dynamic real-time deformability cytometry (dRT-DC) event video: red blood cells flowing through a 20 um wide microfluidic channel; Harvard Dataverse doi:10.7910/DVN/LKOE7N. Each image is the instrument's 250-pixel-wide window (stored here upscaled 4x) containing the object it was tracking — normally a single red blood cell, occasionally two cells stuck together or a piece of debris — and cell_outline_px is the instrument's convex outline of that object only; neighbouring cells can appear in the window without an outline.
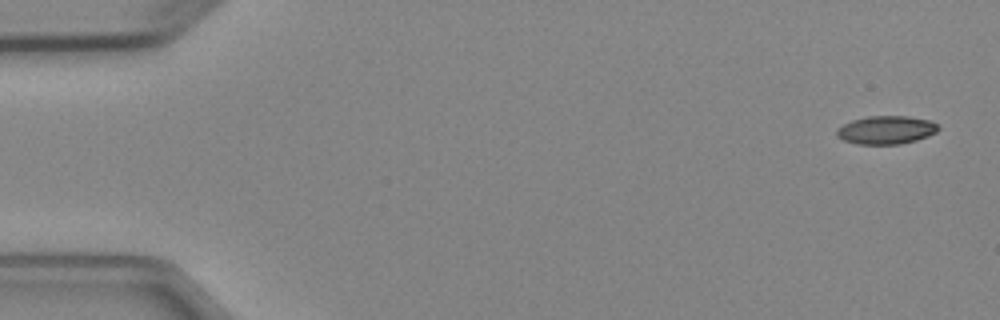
{"species": "Egyptian fruit bat (a non-hibernating species)", "species_latin": "Rousettus aegyptiacus", "temperature_condition": "cold", "stored_images_in_passage": 4, "camera_frame_rate_fps": 3000, "um_per_image_px": 0.085, "animal": {"sex": "female"}, "frame": {"image": 1, "passage_image": 1, "time_ms": 0.0, "image_size_px": [1000, 320], "cell_outline_px": [[940, 128], [936, 132], [928, 136], [916, 140], [900, 144], [856, 144], [844, 140], [836, 136], [836, 128], [852, 120], [868, 116], [908, 116], [932, 120]], "centroid_in_image_um": [75.32, 11.04], "position_along_channel_um": 9.7, "area_um2": 16.82}}
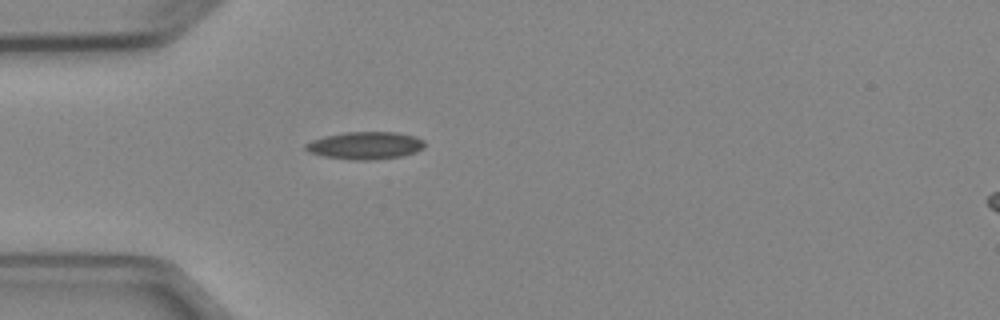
{"frame": {"image": 2, "passage_image": 4, "time_ms": 4.333, "image_size_px": [1000, 320], "cell_outline_px": [[424, 148], [416, 152], [404, 156], [372, 160], [352, 160], [324, 156], [308, 152], [304, 148], [304, 144], [312, 140], [324, 136], [344, 132], [396, 132], [416, 136], [424, 140]], "centroid_in_image_um": [31.06, 12.37], "position_along_channel_um": 53.9, "area_um2": 19.31}}